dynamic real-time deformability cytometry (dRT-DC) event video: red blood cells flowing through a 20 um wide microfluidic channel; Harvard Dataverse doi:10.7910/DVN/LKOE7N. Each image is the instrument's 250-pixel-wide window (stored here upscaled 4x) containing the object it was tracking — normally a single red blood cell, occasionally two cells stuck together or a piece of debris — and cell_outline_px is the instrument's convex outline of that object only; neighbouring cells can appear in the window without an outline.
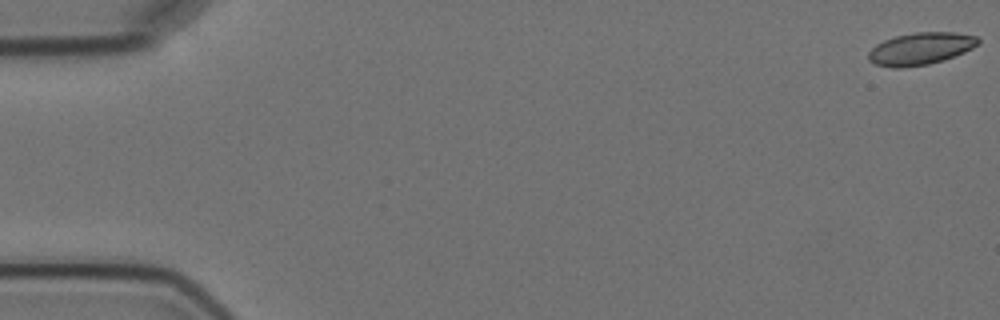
{"species": "Egyptian fruit bat (a non-hibernating species)", "species_latin": "Rousettus aegyptiacus", "temperature_condition": "cold", "stored_images_in_passage": 9, "camera_frame_rate_fps": 3000, "um_per_image_px": 0.085, "animal": {"sex": "female"}, "frame": {"image": 1, "passage_image": 1, "time_ms": 0.0, "image_size_px": [1000, 320], "cell_outline_px": [[980, 44], [964, 52], [928, 64], [900, 68], [892, 68], [876, 64], [868, 60], [868, 52], [876, 44], [884, 40], [896, 36], [916, 32], [956, 32], [976, 36], [980, 40]], "centroid_in_image_um": [78.24, 4.13], "position_along_channel_um": 6.8, "area_um2": 20.46}}
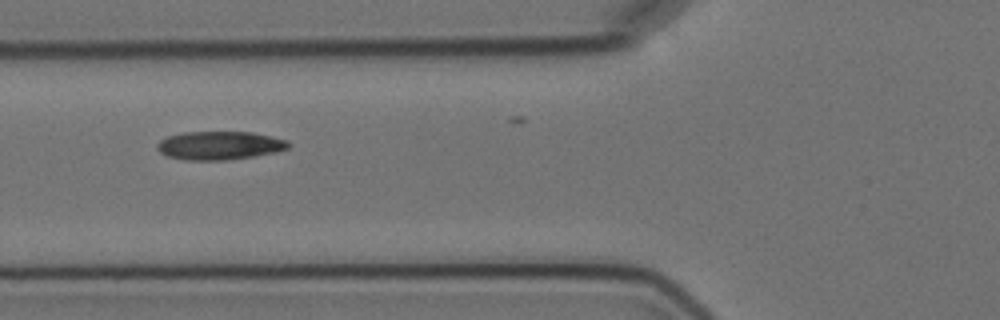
{"frame": {"image": 2, "passage_image": 7, "time_ms": 7.0, "image_size_px": [1000, 320], "cell_outline_px": [[292, 144], [288, 148], [276, 152], [252, 156], [224, 160], [188, 160], [168, 156], [160, 152], [156, 148], [156, 144], [160, 140], [168, 136], [184, 132], [252, 132], [288, 140]], "centroid_in_image_um": [18.67, 12.36], "position_along_channel_um": 107.1, "area_um2": 21.68}}
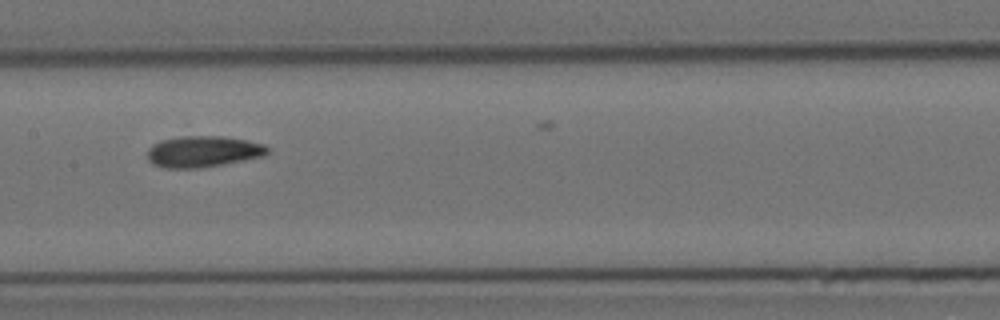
{"frame": {"image": 3, "passage_image": 9, "time_ms": 9.333, "image_size_px": [1000, 320], "cell_outline_px": [[268, 152], [264, 156], [220, 164], [196, 168], [164, 168], [152, 164], [148, 160], [148, 148], [152, 144], [160, 140], [180, 136], [224, 136], [248, 140], [264, 144], [268, 148]], "centroid_in_image_um": [17.23, 12.87], "position_along_channel_um": 190.2, "area_um2": 21.85}}